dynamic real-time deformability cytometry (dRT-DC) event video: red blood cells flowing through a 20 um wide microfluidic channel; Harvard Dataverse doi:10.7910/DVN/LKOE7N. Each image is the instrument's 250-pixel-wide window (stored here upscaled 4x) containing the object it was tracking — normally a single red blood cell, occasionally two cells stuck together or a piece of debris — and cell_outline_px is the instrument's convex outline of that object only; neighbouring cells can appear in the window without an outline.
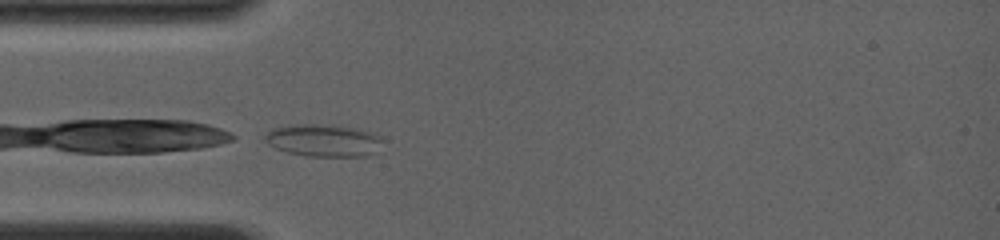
{"species": "common noctule bat (a hibernating species)", "species_latin": "Nyctalus noctula", "temperature_condition": "room temperature", "stored_images_in_passage": 15, "camera_frame_rate_fps": 4000, "um_per_image_px": 0.085, "animal": {"sex": "female", "body_mass_g": 19.0, "forearm_length_mm": 56.7}, "frame": {"image": 1, "passage_image": 1, "time_ms": 0.0, "image_size_px": [1000, 240], "cell_outline_px": [[380, 140], [376, 152], [368, 156], [304, 156], [288, 152], [276, 148], [268, 144], [264, 140], [264, 136], [272, 128], [292, 124], [312, 124], [356, 128], [372, 132], [380, 136]], "centroid_in_image_um": [27.45, 11.94], "position_along_channel_um": 57.5, "area_um2": 22.02}}